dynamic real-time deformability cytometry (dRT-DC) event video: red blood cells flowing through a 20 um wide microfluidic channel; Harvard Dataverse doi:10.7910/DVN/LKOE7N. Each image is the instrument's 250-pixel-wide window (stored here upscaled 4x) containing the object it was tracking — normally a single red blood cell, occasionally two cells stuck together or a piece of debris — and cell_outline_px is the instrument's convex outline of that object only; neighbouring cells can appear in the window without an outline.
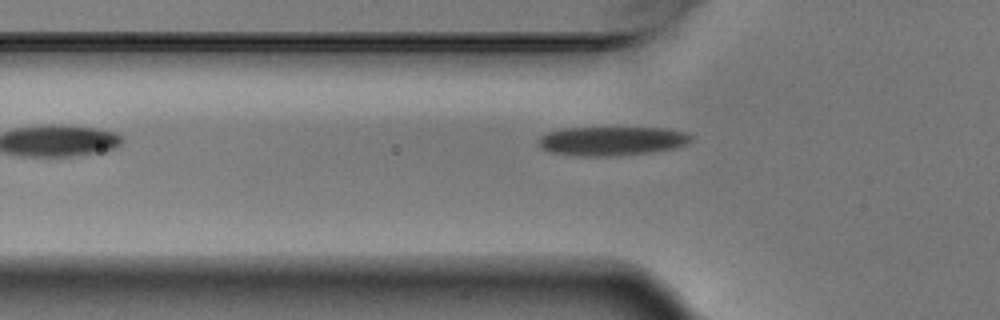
{"species": "Egyptian fruit bat (a non-hibernating species)", "species_latin": "Rousettus aegyptiacus", "temperature_condition": "warm", "stored_images_in_passage": 6, "camera_frame_rate_fps": 3000, "um_per_image_px": 0.085, "animal": {"sex": "male"}, "frame": {"image": 1, "passage_image": 4, "time_ms": 1.0, "image_size_px": [1000, 320], "cell_outline_px": [[692, 140], [684, 144], [672, 148], [652, 152], [616, 156], [580, 156], [548, 152], [540, 148], [540, 136], [548, 132], [560, 128], [664, 128], [688, 132], [692, 136]], "centroid_in_image_um": [51.99, 11.98], "position_along_channel_um": 73.8, "area_um2": 25.84}}
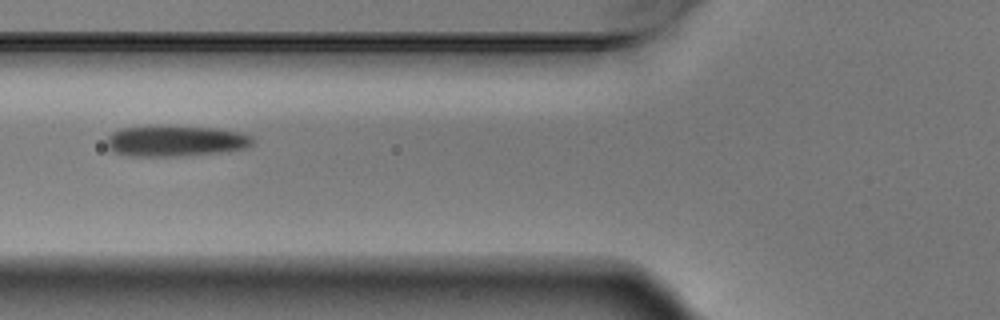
{"frame": {"image": 2, "passage_image": 5, "time_ms": 1.333, "image_size_px": [1000, 320], "cell_outline_px": [[256, 140], [252, 144], [244, 148], [220, 152], [176, 156], [132, 156], [116, 152], [108, 148], [108, 136], [112, 132], [120, 128], [148, 124], [168, 124], [220, 128], [240, 132], [252, 136]], "centroid_in_image_um": [14.92, 11.93], "position_along_channel_um": 110.9, "area_um2": 27.05}}
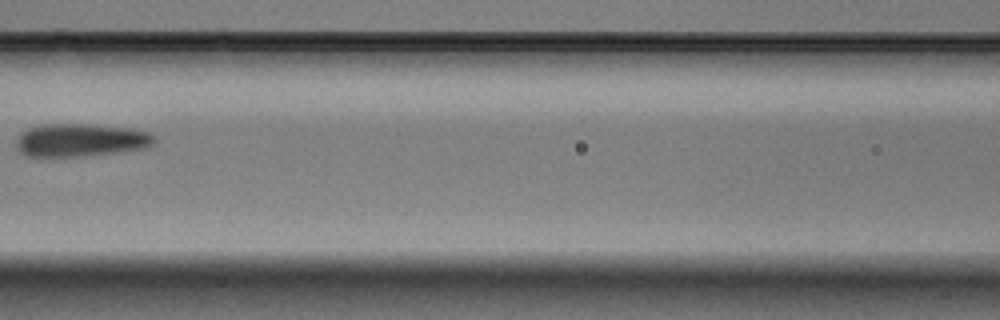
{"frame": {"image": 3, "passage_image": 6, "time_ms": 1.667, "image_size_px": [1000, 320], "cell_outline_px": [[156, 140], [152, 144], [144, 148], [116, 152], [80, 156], [28, 156], [20, 152], [16, 144], [16, 140], [28, 128], [40, 124], [88, 124], [132, 128], [152, 132], [156, 136]], "centroid_in_image_um": [6.9, 11.89], "position_along_channel_um": 159.7, "area_um2": 26.47}}